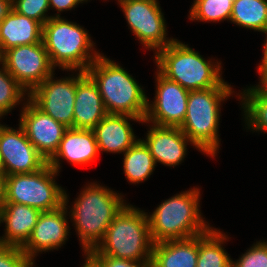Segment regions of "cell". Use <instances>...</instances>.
<instances>
[{
    "label": "cell",
    "instance_id": "6da1fadb",
    "mask_svg": "<svg viewBox=\"0 0 267 267\" xmlns=\"http://www.w3.org/2000/svg\"><path fill=\"white\" fill-rule=\"evenodd\" d=\"M89 184L80 192L69 212L84 254L101 243L110 223L127 205L123 195L97 182Z\"/></svg>",
    "mask_w": 267,
    "mask_h": 267
},
{
    "label": "cell",
    "instance_id": "7a4b0ae2",
    "mask_svg": "<svg viewBox=\"0 0 267 267\" xmlns=\"http://www.w3.org/2000/svg\"><path fill=\"white\" fill-rule=\"evenodd\" d=\"M86 73L96 83L108 114H126L144 121L148 97L120 64L101 53Z\"/></svg>",
    "mask_w": 267,
    "mask_h": 267
},
{
    "label": "cell",
    "instance_id": "3957f363",
    "mask_svg": "<svg viewBox=\"0 0 267 267\" xmlns=\"http://www.w3.org/2000/svg\"><path fill=\"white\" fill-rule=\"evenodd\" d=\"M200 189L195 187L163 201L147 213L150 234L154 243L183 240L206 233L211 226L202 218Z\"/></svg>",
    "mask_w": 267,
    "mask_h": 267
},
{
    "label": "cell",
    "instance_id": "277c9868",
    "mask_svg": "<svg viewBox=\"0 0 267 267\" xmlns=\"http://www.w3.org/2000/svg\"><path fill=\"white\" fill-rule=\"evenodd\" d=\"M153 244L147 212L127 204L110 223L101 243L87 255L147 261Z\"/></svg>",
    "mask_w": 267,
    "mask_h": 267
},
{
    "label": "cell",
    "instance_id": "5b68a950",
    "mask_svg": "<svg viewBox=\"0 0 267 267\" xmlns=\"http://www.w3.org/2000/svg\"><path fill=\"white\" fill-rule=\"evenodd\" d=\"M223 81L218 87L189 92L187 113L179 127L195 148L207 156L218 153L219 120L222 101L227 100L234 91Z\"/></svg>",
    "mask_w": 267,
    "mask_h": 267
},
{
    "label": "cell",
    "instance_id": "8992f818",
    "mask_svg": "<svg viewBox=\"0 0 267 267\" xmlns=\"http://www.w3.org/2000/svg\"><path fill=\"white\" fill-rule=\"evenodd\" d=\"M157 70L188 91L218 87L222 78L221 62L205 60L188 44L175 39L155 55Z\"/></svg>",
    "mask_w": 267,
    "mask_h": 267
},
{
    "label": "cell",
    "instance_id": "52a82bcc",
    "mask_svg": "<svg viewBox=\"0 0 267 267\" xmlns=\"http://www.w3.org/2000/svg\"><path fill=\"white\" fill-rule=\"evenodd\" d=\"M82 26L64 18L51 17L43 25L42 41L52 66L63 71H83L101 55ZM91 52V53H90Z\"/></svg>",
    "mask_w": 267,
    "mask_h": 267
},
{
    "label": "cell",
    "instance_id": "ba28073f",
    "mask_svg": "<svg viewBox=\"0 0 267 267\" xmlns=\"http://www.w3.org/2000/svg\"><path fill=\"white\" fill-rule=\"evenodd\" d=\"M56 172L48 163L34 173L6 176L5 203H20L41 212L52 211L64 205V193L55 182Z\"/></svg>",
    "mask_w": 267,
    "mask_h": 267
},
{
    "label": "cell",
    "instance_id": "9c48e42d",
    "mask_svg": "<svg viewBox=\"0 0 267 267\" xmlns=\"http://www.w3.org/2000/svg\"><path fill=\"white\" fill-rule=\"evenodd\" d=\"M118 3L129 29L146 49L156 53L175 40L166 37V20L158 0H118Z\"/></svg>",
    "mask_w": 267,
    "mask_h": 267
},
{
    "label": "cell",
    "instance_id": "30bf717a",
    "mask_svg": "<svg viewBox=\"0 0 267 267\" xmlns=\"http://www.w3.org/2000/svg\"><path fill=\"white\" fill-rule=\"evenodd\" d=\"M3 66L27 93L54 72L43 41L4 51Z\"/></svg>",
    "mask_w": 267,
    "mask_h": 267
},
{
    "label": "cell",
    "instance_id": "8fae6325",
    "mask_svg": "<svg viewBox=\"0 0 267 267\" xmlns=\"http://www.w3.org/2000/svg\"><path fill=\"white\" fill-rule=\"evenodd\" d=\"M71 76L55 80L53 72L28 94L40 110L67 128H73L76 96V76Z\"/></svg>",
    "mask_w": 267,
    "mask_h": 267
},
{
    "label": "cell",
    "instance_id": "7c38bea8",
    "mask_svg": "<svg viewBox=\"0 0 267 267\" xmlns=\"http://www.w3.org/2000/svg\"><path fill=\"white\" fill-rule=\"evenodd\" d=\"M156 93L154 101L148 99L147 112L142 123L159 126L180 127L187 113L188 90L175 81L156 72Z\"/></svg>",
    "mask_w": 267,
    "mask_h": 267
},
{
    "label": "cell",
    "instance_id": "4fadbf2b",
    "mask_svg": "<svg viewBox=\"0 0 267 267\" xmlns=\"http://www.w3.org/2000/svg\"><path fill=\"white\" fill-rule=\"evenodd\" d=\"M0 124V152L3 161V173H34L42 169L47 160L28 140L24 129L19 125L15 130Z\"/></svg>",
    "mask_w": 267,
    "mask_h": 267
},
{
    "label": "cell",
    "instance_id": "5bb4252c",
    "mask_svg": "<svg viewBox=\"0 0 267 267\" xmlns=\"http://www.w3.org/2000/svg\"><path fill=\"white\" fill-rule=\"evenodd\" d=\"M68 195L64 193V205L52 211L40 213L37 223L27 243L21 248L30 262L35 261V256L40 252H48L65 244L68 239L69 227L67 220ZM67 206V207H66ZM70 228V229H69Z\"/></svg>",
    "mask_w": 267,
    "mask_h": 267
},
{
    "label": "cell",
    "instance_id": "9a60e30c",
    "mask_svg": "<svg viewBox=\"0 0 267 267\" xmlns=\"http://www.w3.org/2000/svg\"><path fill=\"white\" fill-rule=\"evenodd\" d=\"M26 99L19 125L24 129L28 140L48 161L58 149L67 127L40 110L29 98Z\"/></svg>",
    "mask_w": 267,
    "mask_h": 267
},
{
    "label": "cell",
    "instance_id": "2e32d148",
    "mask_svg": "<svg viewBox=\"0 0 267 267\" xmlns=\"http://www.w3.org/2000/svg\"><path fill=\"white\" fill-rule=\"evenodd\" d=\"M145 140L154 162L175 167L184 160L187 144L195 147L179 127L151 124ZM189 142V143H188Z\"/></svg>",
    "mask_w": 267,
    "mask_h": 267
},
{
    "label": "cell",
    "instance_id": "e0dca14e",
    "mask_svg": "<svg viewBox=\"0 0 267 267\" xmlns=\"http://www.w3.org/2000/svg\"><path fill=\"white\" fill-rule=\"evenodd\" d=\"M75 75L73 128L92 130L108 113L93 79L83 71Z\"/></svg>",
    "mask_w": 267,
    "mask_h": 267
},
{
    "label": "cell",
    "instance_id": "ac0fdd59",
    "mask_svg": "<svg viewBox=\"0 0 267 267\" xmlns=\"http://www.w3.org/2000/svg\"><path fill=\"white\" fill-rule=\"evenodd\" d=\"M99 149L93 130L67 128L54 155L47 163L60 172V161L76 165H88L98 157ZM61 158V159H60Z\"/></svg>",
    "mask_w": 267,
    "mask_h": 267
},
{
    "label": "cell",
    "instance_id": "d6986e66",
    "mask_svg": "<svg viewBox=\"0 0 267 267\" xmlns=\"http://www.w3.org/2000/svg\"><path fill=\"white\" fill-rule=\"evenodd\" d=\"M143 122L126 114H107L92 130L100 151L125 153L138 139L128 121Z\"/></svg>",
    "mask_w": 267,
    "mask_h": 267
},
{
    "label": "cell",
    "instance_id": "ffe728a7",
    "mask_svg": "<svg viewBox=\"0 0 267 267\" xmlns=\"http://www.w3.org/2000/svg\"><path fill=\"white\" fill-rule=\"evenodd\" d=\"M41 211L20 203H4L0 211V224L5 223L1 245L22 248L31 236Z\"/></svg>",
    "mask_w": 267,
    "mask_h": 267
},
{
    "label": "cell",
    "instance_id": "44dd1931",
    "mask_svg": "<svg viewBox=\"0 0 267 267\" xmlns=\"http://www.w3.org/2000/svg\"><path fill=\"white\" fill-rule=\"evenodd\" d=\"M43 25L13 8L0 22V44L2 51L12 47L37 44L42 41Z\"/></svg>",
    "mask_w": 267,
    "mask_h": 267
},
{
    "label": "cell",
    "instance_id": "7402d4cb",
    "mask_svg": "<svg viewBox=\"0 0 267 267\" xmlns=\"http://www.w3.org/2000/svg\"><path fill=\"white\" fill-rule=\"evenodd\" d=\"M198 236L183 240H168L153 244V267H196Z\"/></svg>",
    "mask_w": 267,
    "mask_h": 267
},
{
    "label": "cell",
    "instance_id": "603a6c76",
    "mask_svg": "<svg viewBox=\"0 0 267 267\" xmlns=\"http://www.w3.org/2000/svg\"><path fill=\"white\" fill-rule=\"evenodd\" d=\"M227 239V234L212 227L199 235L196 267H232L233 260L223 247Z\"/></svg>",
    "mask_w": 267,
    "mask_h": 267
},
{
    "label": "cell",
    "instance_id": "cb8c5ba5",
    "mask_svg": "<svg viewBox=\"0 0 267 267\" xmlns=\"http://www.w3.org/2000/svg\"><path fill=\"white\" fill-rule=\"evenodd\" d=\"M123 154V170L129 183L146 181L155 170L156 163L142 139H138Z\"/></svg>",
    "mask_w": 267,
    "mask_h": 267
},
{
    "label": "cell",
    "instance_id": "d4e9b609",
    "mask_svg": "<svg viewBox=\"0 0 267 267\" xmlns=\"http://www.w3.org/2000/svg\"><path fill=\"white\" fill-rule=\"evenodd\" d=\"M230 21L264 33L267 30V0H234Z\"/></svg>",
    "mask_w": 267,
    "mask_h": 267
},
{
    "label": "cell",
    "instance_id": "484cf974",
    "mask_svg": "<svg viewBox=\"0 0 267 267\" xmlns=\"http://www.w3.org/2000/svg\"><path fill=\"white\" fill-rule=\"evenodd\" d=\"M238 95L247 128L254 132L267 133V94L257 86H252Z\"/></svg>",
    "mask_w": 267,
    "mask_h": 267
},
{
    "label": "cell",
    "instance_id": "4316f807",
    "mask_svg": "<svg viewBox=\"0 0 267 267\" xmlns=\"http://www.w3.org/2000/svg\"><path fill=\"white\" fill-rule=\"evenodd\" d=\"M234 0H194L189 19L202 22L230 21Z\"/></svg>",
    "mask_w": 267,
    "mask_h": 267
},
{
    "label": "cell",
    "instance_id": "83f0119b",
    "mask_svg": "<svg viewBox=\"0 0 267 267\" xmlns=\"http://www.w3.org/2000/svg\"><path fill=\"white\" fill-rule=\"evenodd\" d=\"M26 92L2 65L0 68V119L24 101L26 94L28 97L29 93Z\"/></svg>",
    "mask_w": 267,
    "mask_h": 267
},
{
    "label": "cell",
    "instance_id": "f1b7e54d",
    "mask_svg": "<svg viewBox=\"0 0 267 267\" xmlns=\"http://www.w3.org/2000/svg\"><path fill=\"white\" fill-rule=\"evenodd\" d=\"M12 8L19 14L32 18L44 25L51 17L49 0H12Z\"/></svg>",
    "mask_w": 267,
    "mask_h": 267
},
{
    "label": "cell",
    "instance_id": "f546056e",
    "mask_svg": "<svg viewBox=\"0 0 267 267\" xmlns=\"http://www.w3.org/2000/svg\"><path fill=\"white\" fill-rule=\"evenodd\" d=\"M232 267H267V241H257L238 260L232 261Z\"/></svg>",
    "mask_w": 267,
    "mask_h": 267
},
{
    "label": "cell",
    "instance_id": "4dcf8cb0",
    "mask_svg": "<svg viewBox=\"0 0 267 267\" xmlns=\"http://www.w3.org/2000/svg\"><path fill=\"white\" fill-rule=\"evenodd\" d=\"M29 262L21 248L0 244V267H26Z\"/></svg>",
    "mask_w": 267,
    "mask_h": 267
},
{
    "label": "cell",
    "instance_id": "1f68e13d",
    "mask_svg": "<svg viewBox=\"0 0 267 267\" xmlns=\"http://www.w3.org/2000/svg\"><path fill=\"white\" fill-rule=\"evenodd\" d=\"M99 267H153L152 261H132L112 256H89Z\"/></svg>",
    "mask_w": 267,
    "mask_h": 267
},
{
    "label": "cell",
    "instance_id": "d6a6232c",
    "mask_svg": "<svg viewBox=\"0 0 267 267\" xmlns=\"http://www.w3.org/2000/svg\"><path fill=\"white\" fill-rule=\"evenodd\" d=\"M85 2V0H49L50 9L54 8L58 11L56 17H60L59 12L74 9L78 4Z\"/></svg>",
    "mask_w": 267,
    "mask_h": 267
},
{
    "label": "cell",
    "instance_id": "836d02e7",
    "mask_svg": "<svg viewBox=\"0 0 267 267\" xmlns=\"http://www.w3.org/2000/svg\"><path fill=\"white\" fill-rule=\"evenodd\" d=\"M12 10V0H0V22Z\"/></svg>",
    "mask_w": 267,
    "mask_h": 267
},
{
    "label": "cell",
    "instance_id": "e575fe53",
    "mask_svg": "<svg viewBox=\"0 0 267 267\" xmlns=\"http://www.w3.org/2000/svg\"><path fill=\"white\" fill-rule=\"evenodd\" d=\"M260 84L256 85L261 91L267 94V65L259 72Z\"/></svg>",
    "mask_w": 267,
    "mask_h": 267
},
{
    "label": "cell",
    "instance_id": "d590c367",
    "mask_svg": "<svg viewBox=\"0 0 267 267\" xmlns=\"http://www.w3.org/2000/svg\"><path fill=\"white\" fill-rule=\"evenodd\" d=\"M5 186H6V175L0 173V211L5 203Z\"/></svg>",
    "mask_w": 267,
    "mask_h": 267
},
{
    "label": "cell",
    "instance_id": "8d00e7d4",
    "mask_svg": "<svg viewBox=\"0 0 267 267\" xmlns=\"http://www.w3.org/2000/svg\"><path fill=\"white\" fill-rule=\"evenodd\" d=\"M266 34V40L263 45V59L258 66V73L267 65V30L264 32Z\"/></svg>",
    "mask_w": 267,
    "mask_h": 267
},
{
    "label": "cell",
    "instance_id": "74e56055",
    "mask_svg": "<svg viewBox=\"0 0 267 267\" xmlns=\"http://www.w3.org/2000/svg\"><path fill=\"white\" fill-rule=\"evenodd\" d=\"M84 256H86V259L83 267H99L87 254H84Z\"/></svg>",
    "mask_w": 267,
    "mask_h": 267
},
{
    "label": "cell",
    "instance_id": "f35d334b",
    "mask_svg": "<svg viewBox=\"0 0 267 267\" xmlns=\"http://www.w3.org/2000/svg\"><path fill=\"white\" fill-rule=\"evenodd\" d=\"M3 55H4V52L2 51L1 44H0V65L1 64L3 65Z\"/></svg>",
    "mask_w": 267,
    "mask_h": 267
},
{
    "label": "cell",
    "instance_id": "ab89813d",
    "mask_svg": "<svg viewBox=\"0 0 267 267\" xmlns=\"http://www.w3.org/2000/svg\"><path fill=\"white\" fill-rule=\"evenodd\" d=\"M0 173H3V161L1 157V152H0Z\"/></svg>",
    "mask_w": 267,
    "mask_h": 267
},
{
    "label": "cell",
    "instance_id": "60d3db41",
    "mask_svg": "<svg viewBox=\"0 0 267 267\" xmlns=\"http://www.w3.org/2000/svg\"><path fill=\"white\" fill-rule=\"evenodd\" d=\"M35 262H29L26 267H35Z\"/></svg>",
    "mask_w": 267,
    "mask_h": 267
}]
</instances>
